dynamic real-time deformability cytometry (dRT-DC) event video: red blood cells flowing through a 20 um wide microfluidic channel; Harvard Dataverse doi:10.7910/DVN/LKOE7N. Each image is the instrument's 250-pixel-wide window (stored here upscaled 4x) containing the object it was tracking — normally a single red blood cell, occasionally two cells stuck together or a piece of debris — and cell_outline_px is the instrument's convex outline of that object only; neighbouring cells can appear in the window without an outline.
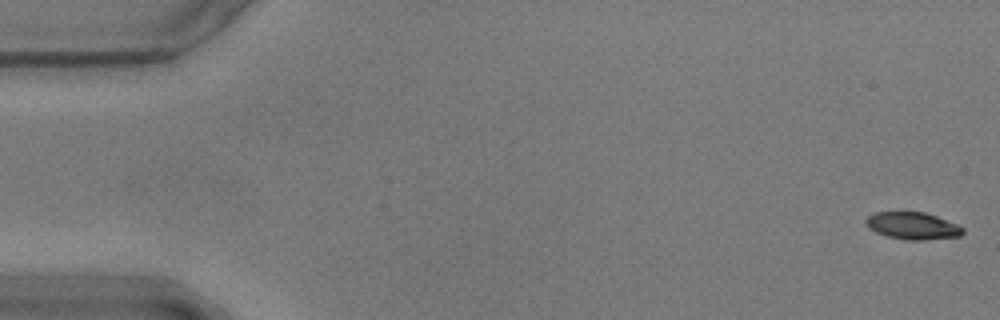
{"species": "common noctule bat (a hibernating species)", "species_latin": "Nyctalus noctula", "temperature_condition": "warm", "stored_images_in_passage": 56, "camera_frame_rate_fps": 3000, "um_per_image_px": 0.085, "animal": {"sex": "male", "body_mass_g": 17.9}, "frame": {"image": 1, "passage_image": 1, "time_ms": 0.0, "image_size_px": [1000, 320], "cell_outline_px": [[964, 232], [960, 236], [924, 240], [908, 240], [888, 236], [876, 232], [868, 228], [864, 220], [868, 216], [876, 212], [924, 212], [936, 216], [956, 224], [964, 228]], "centroid_in_image_um": [77.56, 19.19], "position_along_channel_um": 7.4, "area_um2": 15.26}}
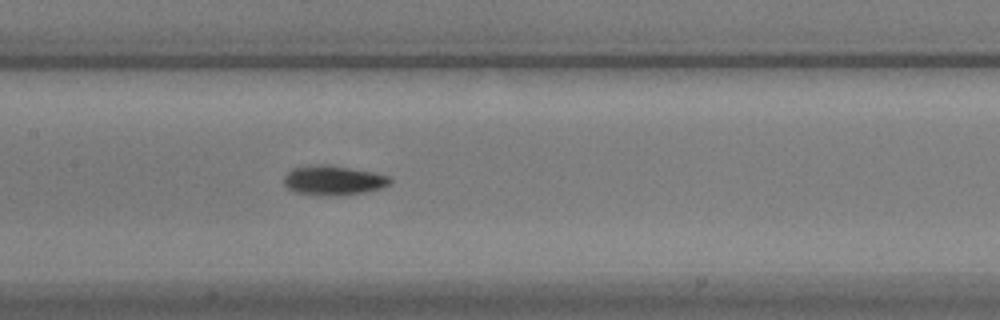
{"frame": {"image": 2, "passage_image": 27, "time_ms": 8.667, "image_size_px": [1000, 320], "cell_outline_px": [[392, 180], [388, 184], [380, 188], [364, 192], [344, 196], [316, 196], [296, 192], [288, 188], [284, 184], [284, 176], [292, 168], [308, 164], [328, 164], [372, 172], [392, 176]], "centroid_in_image_um": [28.31, 15.33], "position_along_channel_um": 179.1, "area_um2": 18.67}}
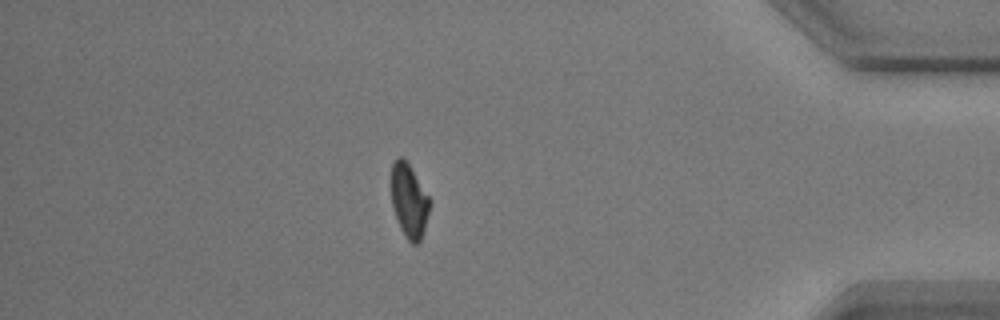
{"frame": {"image": 3, "passage_image": 49, "time_ms": 16.0, "image_size_px": [1000, 320], "cell_outline_px": [[432, 200], [420, 244], [412, 244], [404, 236], [400, 228], [392, 204], [392, 160], [396, 156], [404, 156]], "centroid_in_image_um": [34.79, 17.04], "position_along_channel_um": 400.4, "area_um2": 16.82}, "authors_computed_cell_mechanics": {"area_um2": 16.9643, "velocity_mm_per_s": 3.5642, "shape_relaxation_time_tau1_ms": 2.8391, "shape_relaxation_time_tau2_ms": 4.5171, "deformation_change_tau1": 0.132, "deformation_change_tau2": 0.0799}}